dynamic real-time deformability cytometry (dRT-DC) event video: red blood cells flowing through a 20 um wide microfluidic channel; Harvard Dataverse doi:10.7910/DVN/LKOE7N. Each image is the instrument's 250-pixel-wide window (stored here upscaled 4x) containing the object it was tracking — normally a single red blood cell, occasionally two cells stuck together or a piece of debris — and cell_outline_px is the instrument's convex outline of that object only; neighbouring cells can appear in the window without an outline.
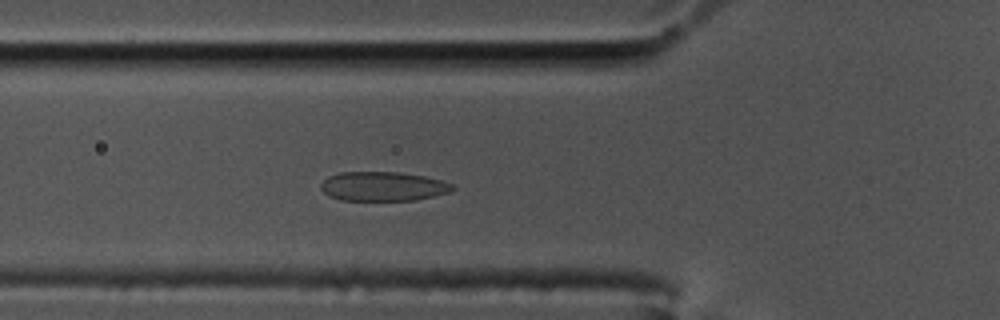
{"species": "common noctule bat (a hibernating species)", "species_latin": "Nyctalus noctula", "temperature_condition": "cold", "stored_images_in_passage": 50, "camera_frame_rate_fps": 3000, "um_per_image_px": 0.085, "animal": {"sex": "male", "body_mass_g": 17.5, "forearm_length_mm": 52.3}, "frame": {"image": 1, "passage_image": 19, "time_ms": 6.0, "image_size_px": [1000, 320], "cell_outline_px": [[456, 188], [448, 192], [432, 196], [412, 200], [340, 200], [328, 196], [320, 188], [320, 184], [328, 176], [340, 172], [400, 172], [424, 176], [440, 180], [452, 184]], "centroid_in_image_um": [32.51, 15.83], "position_along_channel_um": 93.3, "area_um2": 22.37}}
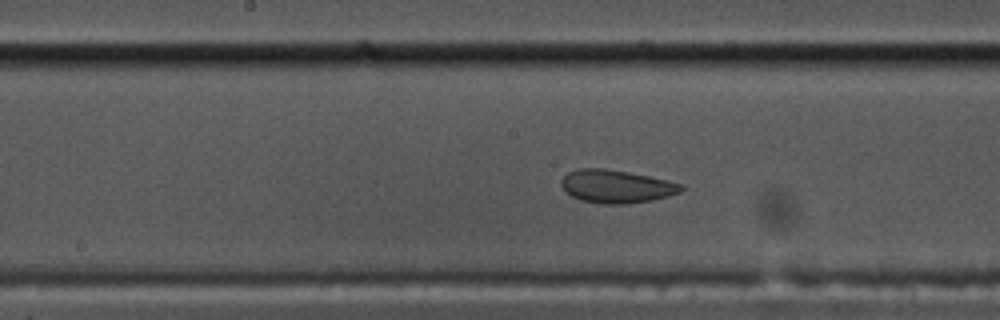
{"frame": {"image": 2, "passage_image": 28, "time_ms": 9.0, "image_size_px": [1000, 320], "cell_outline_px": [[684, 188], [680, 192], [668, 196], [652, 200], [628, 204], [604, 204], [580, 200], [564, 192], [560, 184], [560, 180], [568, 172], [580, 168], [604, 168], [628, 172], [668, 180], [684, 184]], "centroid_in_image_um": [52.37, 15.85], "position_along_channel_um": 195.8, "area_um2": 23.29}}
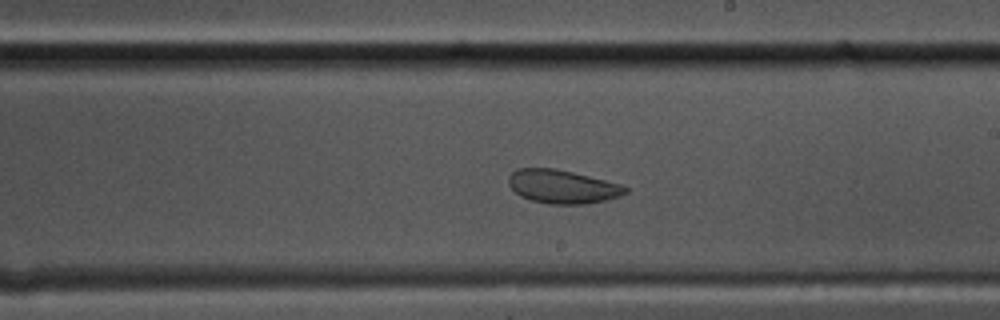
{"frame": {"image": 3, "passage_image": 32, "time_ms": 10.333, "image_size_px": [1000, 320], "cell_outline_px": [[628, 192], [620, 196], [588, 204], [548, 204], [532, 200], [520, 196], [508, 184], [508, 176], [516, 168], [556, 168], [620, 184], [628, 188]], "centroid_in_image_um": [47.78, 15.86], "position_along_channel_um": 241.2, "area_um2": 22.77}, "authors_computed_cell_mechanics": {"area_um2": 24.1893, "velocity_mm_per_s": 3.4131, "shape_relaxation_time_tau1_ms": 10.9922, "shape_relaxation_time_tau2_ms": null, "deformation_change_tau1": 0.2159, "deformation_change_tau2": null}}